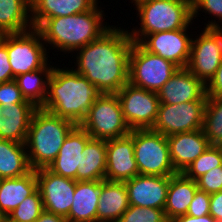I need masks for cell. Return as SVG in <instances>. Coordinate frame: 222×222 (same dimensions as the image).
Segmentation results:
<instances>
[{
	"label": "cell",
	"instance_id": "cell-1",
	"mask_svg": "<svg viewBox=\"0 0 222 222\" xmlns=\"http://www.w3.org/2000/svg\"><path fill=\"white\" fill-rule=\"evenodd\" d=\"M128 31L111 26L99 38L76 50L79 52L74 70L103 94L117 93L128 83L133 45Z\"/></svg>",
	"mask_w": 222,
	"mask_h": 222
},
{
	"label": "cell",
	"instance_id": "cell-2",
	"mask_svg": "<svg viewBox=\"0 0 222 222\" xmlns=\"http://www.w3.org/2000/svg\"><path fill=\"white\" fill-rule=\"evenodd\" d=\"M102 94L73 68L64 70L53 67L48 81L47 97L41 108L80 125L94 101Z\"/></svg>",
	"mask_w": 222,
	"mask_h": 222
},
{
	"label": "cell",
	"instance_id": "cell-3",
	"mask_svg": "<svg viewBox=\"0 0 222 222\" xmlns=\"http://www.w3.org/2000/svg\"><path fill=\"white\" fill-rule=\"evenodd\" d=\"M102 12L96 5L83 13L44 19L36 29L41 33L45 44L49 43L63 52H74L99 38L110 28V25L103 23Z\"/></svg>",
	"mask_w": 222,
	"mask_h": 222
},
{
	"label": "cell",
	"instance_id": "cell-4",
	"mask_svg": "<svg viewBox=\"0 0 222 222\" xmlns=\"http://www.w3.org/2000/svg\"><path fill=\"white\" fill-rule=\"evenodd\" d=\"M76 124L43 108L34 112L25 147L32 170L48 168L55 160L63 142Z\"/></svg>",
	"mask_w": 222,
	"mask_h": 222
},
{
	"label": "cell",
	"instance_id": "cell-5",
	"mask_svg": "<svg viewBox=\"0 0 222 222\" xmlns=\"http://www.w3.org/2000/svg\"><path fill=\"white\" fill-rule=\"evenodd\" d=\"M136 9L141 25L129 35L137 43L148 34L189 27L193 20L192 2L187 0H145Z\"/></svg>",
	"mask_w": 222,
	"mask_h": 222
},
{
	"label": "cell",
	"instance_id": "cell-6",
	"mask_svg": "<svg viewBox=\"0 0 222 222\" xmlns=\"http://www.w3.org/2000/svg\"><path fill=\"white\" fill-rule=\"evenodd\" d=\"M80 126L91 138L105 141L131 133L116 93L102 94L94 101Z\"/></svg>",
	"mask_w": 222,
	"mask_h": 222
},
{
	"label": "cell",
	"instance_id": "cell-7",
	"mask_svg": "<svg viewBox=\"0 0 222 222\" xmlns=\"http://www.w3.org/2000/svg\"><path fill=\"white\" fill-rule=\"evenodd\" d=\"M133 142L140 175L172 176L178 173L170 158L166 136L151 129H133Z\"/></svg>",
	"mask_w": 222,
	"mask_h": 222
},
{
	"label": "cell",
	"instance_id": "cell-8",
	"mask_svg": "<svg viewBox=\"0 0 222 222\" xmlns=\"http://www.w3.org/2000/svg\"><path fill=\"white\" fill-rule=\"evenodd\" d=\"M179 69L173 62L150 53L133 42L129 55L128 82L134 86L158 92Z\"/></svg>",
	"mask_w": 222,
	"mask_h": 222
},
{
	"label": "cell",
	"instance_id": "cell-9",
	"mask_svg": "<svg viewBox=\"0 0 222 222\" xmlns=\"http://www.w3.org/2000/svg\"><path fill=\"white\" fill-rule=\"evenodd\" d=\"M222 61V26L209 21L203 32L192 39L187 69L205 85L210 81Z\"/></svg>",
	"mask_w": 222,
	"mask_h": 222
},
{
	"label": "cell",
	"instance_id": "cell-10",
	"mask_svg": "<svg viewBox=\"0 0 222 222\" xmlns=\"http://www.w3.org/2000/svg\"><path fill=\"white\" fill-rule=\"evenodd\" d=\"M41 33L36 29L6 34V48L13 78L43 68L48 55Z\"/></svg>",
	"mask_w": 222,
	"mask_h": 222
},
{
	"label": "cell",
	"instance_id": "cell-11",
	"mask_svg": "<svg viewBox=\"0 0 222 222\" xmlns=\"http://www.w3.org/2000/svg\"><path fill=\"white\" fill-rule=\"evenodd\" d=\"M207 101L180 104L160 103L156 121L151 130L164 136L203 129Z\"/></svg>",
	"mask_w": 222,
	"mask_h": 222
},
{
	"label": "cell",
	"instance_id": "cell-12",
	"mask_svg": "<svg viewBox=\"0 0 222 222\" xmlns=\"http://www.w3.org/2000/svg\"><path fill=\"white\" fill-rule=\"evenodd\" d=\"M116 94L125 121L131 130L153 127L160 106L157 92L145 90L128 82Z\"/></svg>",
	"mask_w": 222,
	"mask_h": 222
},
{
	"label": "cell",
	"instance_id": "cell-13",
	"mask_svg": "<svg viewBox=\"0 0 222 222\" xmlns=\"http://www.w3.org/2000/svg\"><path fill=\"white\" fill-rule=\"evenodd\" d=\"M36 178L44 210L66 218L72 206L76 180L57 175L48 168L37 169Z\"/></svg>",
	"mask_w": 222,
	"mask_h": 222
},
{
	"label": "cell",
	"instance_id": "cell-14",
	"mask_svg": "<svg viewBox=\"0 0 222 222\" xmlns=\"http://www.w3.org/2000/svg\"><path fill=\"white\" fill-rule=\"evenodd\" d=\"M187 29L148 34L139 44L148 52L173 62L179 68H185L189 62L192 42Z\"/></svg>",
	"mask_w": 222,
	"mask_h": 222
},
{
	"label": "cell",
	"instance_id": "cell-15",
	"mask_svg": "<svg viewBox=\"0 0 222 222\" xmlns=\"http://www.w3.org/2000/svg\"><path fill=\"white\" fill-rule=\"evenodd\" d=\"M106 156V180L125 182L139 175L134 157L133 130L127 136L107 140Z\"/></svg>",
	"mask_w": 222,
	"mask_h": 222
},
{
	"label": "cell",
	"instance_id": "cell-16",
	"mask_svg": "<svg viewBox=\"0 0 222 222\" xmlns=\"http://www.w3.org/2000/svg\"><path fill=\"white\" fill-rule=\"evenodd\" d=\"M129 204L163 209L166 204L169 176L136 175L125 181Z\"/></svg>",
	"mask_w": 222,
	"mask_h": 222
},
{
	"label": "cell",
	"instance_id": "cell-17",
	"mask_svg": "<svg viewBox=\"0 0 222 222\" xmlns=\"http://www.w3.org/2000/svg\"><path fill=\"white\" fill-rule=\"evenodd\" d=\"M160 103L207 101L206 85L186 67L179 68L157 92Z\"/></svg>",
	"mask_w": 222,
	"mask_h": 222
},
{
	"label": "cell",
	"instance_id": "cell-18",
	"mask_svg": "<svg viewBox=\"0 0 222 222\" xmlns=\"http://www.w3.org/2000/svg\"><path fill=\"white\" fill-rule=\"evenodd\" d=\"M174 169L183 172L210 146L203 129L166 136Z\"/></svg>",
	"mask_w": 222,
	"mask_h": 222
},
{
	"label": "cell",
	"instance_id": "cell-19",
	"mask_svg": "<svg viewBox=\"0 0 222 222\" xmlns=\"http://www.w3.org/2000/svg\"><path fill=\"white\" fill-rule=\"evenodd\" d=\"M90 139L88 133L80 125H76L65 138L58 155L48 169L57 175L76 180L82 152Z\"/></svg>",
	"mask_w": 222,
	"mask_h": 222
},
{
	"label": "cell",
	"instance_id": "cell-20",
	"mask_svg": "<svg viewBox=\"0 0 222 222\" xmlns=\"http://www.w3.org/2000/svg\"><path fill=\"white\" fill-rule=\"evenodd\" d=\"M37 107L33 103L0 105V139L25 144L28 129Z\"/></svg>",
	"mask_w": 222,
	"mask_h": 222
},
{
	"label": "cell",
	"instance_id": "cell-21",
	"mask_svg": "<svg viewBox=\"0 0 222 222\" xmlns=\"http://www.w3.org/2000/svg\"><path fill=\"white\" fill-rule=\"evenodd\" d=\"M129 206L125 182L100 180L97 222H118Z\"/></svg>",
	"mask_w": 222,
	"mask_h": 222
},
{
	"label": "cell",
	"instance_id": "cell-22",
	"mask_svg": "<svg viewBox=\"0 0 222 222\" xmlns=\"http://www.w3.org/2000/svg\"><path fill=\"white\" fill-rule=\"evenodd\" d=\"M197 189V182L186 177L182 172L169 176V186L164 207V213L169 222L187 213Z\"/></svg>",
	"mask_w": 222,
	"mask_h": 222
},
{
	"label": "cell",
	"instance_id": "cell-23",
	"mask_svg": "<svg viewBox=\"0 0 222 222\" xmlns=\"http://www.w3.org/2000/svg\"><path fill=\"white\" fill-rule=\"evenodd\" d=\"M30 2L33 28L44 19L83 13L98 5V0H30Z\"/></svg>",
	"mask_w": 222,
	"mask_h": 222
},
{
	"label": "cell",
	"instance_id": "cell-24",
	"mask_svg": "<svg viewBox=\"0 0 222 222\" xmlns=\"http://www.w3.org/2000/svg\"><path fill=\"white\" fill-rule=\"evenodd\" d=\"M100 180L76 181L68 222H97Z\"/></svg>",
	"mask_w": 222,
	"mask_h": 222
},
{
	"label": "cell",
	"instance_id": "cell-25",
	"mask_svg": "<svg viewBox=\"0 0 222 222\" xmlns=\"http://www.w3.org/2000/svg\"><path fill=\"white\" fill-rule=\"evenodd\" d=\"M37 190L36 170L17 178L0 180V213L6 218L26 197Z\"/></svg>",
	"mask_w": 222,
	"mask_h": 222
},
{
	"label": "cell",
	"instance_id": "cell-26",
	"mask_svg": "<svg viewBox=\"0 0 222 222\" xmlns=\"http://www.w3.org/2000/svg\"><path fill=\"white\" fill-rule=\"evenodd\" d=\"M106 141L91 138L82 152L76 181L105 180Z\"/></svg>",
	"mask_w": 222,
	"mask_h": 222
},
{
	"label": "cell",
	"instance_id": "cell-27",
	"mask_svg": "<svg viewBox=\"0 0 222 222\" xmlns=\"http://www.w3.org/2000/svg\"><path fill=\"white\" fill-rule=\"evenodd\" d=\"M29 12L30 0H0V35L31 30L33 25Z\"/></svg>",
	"mask_w": 222,
	"mask_h": 222
},
{
	"label": "cell",
	"instance_id": "cell-28",
	"mask_svg": "<svg viewBox=\"0 0 222 222\" xmlns=\"http://www.w3.org/2000/svg\"><path fill=\"white\" fill-rule=\"evenodd\" d=\"M25 144L0 139V178H17L31 171Z\"/></svg>",
	"mask_w": 222,
	"mask_h": 222
},
{
	"label": "cell",
	"instance_id": "cell-29",
	"mask_svg": "<svg viewBox=\"0 0 222 222\" xmlns=\"http://www.w3.org/2000/svg\"><path fill=\"white\" fill-rule=\"evenodd\" d=\"M52 70L53 66L46 64L43 68L20 74L14 78L25 100L30 101L37 108H41L46 100Z\"/></svg>",
	"mask_w": 222,
	"mask_h": 222
},
{
	"label": "cell",
	"instance_id": "cell-30",
	"mask_svg": "<svg viewBox=\"0 0 222 222\" xmlns=\"http://www.w3.org/2000/svg\"><path fill=\"white\" fill-rule=\"evenodd\" d=\"M203 131L210 145L222 146V98H207Z\"/></svg>",
	"mask_w": 222,
	"mask_h": 222
},
{
	"label": "cell",
	"instance_id": "cell-31",
	"mask_svg": "<svg viewBox=\"0 0 222 222\" xmlns=\"http://www.w3.org/2000/svg\"><path fill=\"white\" fill-rule=\"evenodd\" d=\"M222 165V146L210 145L194 162H192L182 173L197 180L209 170Z\"/></svg>",
	"mask_w": 222,
	"mask_h": 222
},
{
	"label": "cell",
	"instance_id": "cell-32",
	"mask_svg": "<svg viewBox=\"0 0 222 222\" xmlns=\"http://www.w3.org/2000/svg\"><path fill=\"white\" fill-rule=\"evenodd\" d=\"M43 211V201L37 189L9 213L5 222H36Z\"/></svg>",
	"mask_w": 222,
	"mask_h": 222
},
{
	"label": "cell",
	"instance_id": "cell-33",
	"mask_svg": "<svg viewBox=\"0 0 222 222\" xmlns=\"http://www.w3.org/2000/svg\"><path fill=\"white\" fill-rule=\"evenodd\" d=\"M118 222H169L163 209L130 205Z\"/></svg>",
	"mask_w": 222,
	"mask_h": 222
},
{
	"label": "cell",
	"instance_id": "cell-34",
	"mask_svg": "<svg viewBox=\"0 0 222 222\" xmlns=\"http://www.w3.org/2000/svg\"><path fill=\"white\" fill-rule=\"evenodd\" d=\"M198 189L208 194H214L222 190V165L213 168L199 177L197 180Z\"/></svg>",
	"mask_w": 222,
	"mask_h": 222
},
{
	"label": "cell",
	"instance_id": "cell-35",
	"mask_svg": "<svg viewBox=\"0 0 222 222\" xmlns=\"http://www.w3.org/2000/svg\"><path fill=\"white\" fill-rule=\"evenodd\" d=\"M15 103L31 102L25 100L22 96L21 90L14 79L0 83V105L4 108H8L9 105H14Z\"/></svg>",
	"mask_w": 222,
	"mask_h": 222
},
{
	"label": "cell",
	"instance_id": "cell-36",
	"mask_svg": "<svg viewBox=\"0 0 222 222\" xmlns=\"http://www.w3.org/2000/svg\"><path fill=\"white\" fill-rule=\"evenodd\" d=\"M210 211V194L197 189L187 210L188 215L202 217L208 215Z\"/></svg>",
	"mask_w": 222,
	"mask_h": 222
},
{
	"label": "cell",
	"instance_id": "cell-37",
	"mask_svg": "<svg viewBox=\"0 0 222 222\" xmlns=\"http://www.w3.org/2000/svg\"><path fill=\"white\" fill-rule=\"evenodd\" d=\"M192 9L193 18L197 17V14H199L198 11L204 9L205 13L213 14L214 18L217 17L222 21V0H193Z\"/></svg>",
	"mask_w": 222,
	"mask_h": 222
},
{
	"label": "cell",
	"instance_id": "cell-38",
	"mask_svg": "<svg viewBox=\"0 0 222 222\" xmlns=\"http://www.w3.org/2000/svg\"><path fill=\"white\" fill-rule=\"evenodd\" d=\"M13 79V73L6 48V34H2L0 35V83L11 81Z\"/></svg>",
	"mask_w": 222,
	"mask_h": 222
},
{
	"label": "cell",
	"instance_id": "cell-39",
	"mask_svg": "<svg viewBox=\"0 0 222 222\" xmlns=\"http://www.w3.org/2000/svg\"><path fill=\"white\" fill-rule=\"evenodd\" d=\"M208 98H222V61L214 76L206 84Z\"/></svg>",
	"mask_w": 222,
	"mask_h": 222
},
{
	"label": "cell",
	"instance_id": "cell-40",
	"mask_svg": "<svg viewBox=\"0 0 222 222\" xmlns=\"http://www.w3.org/2000/svg\"><path fill=\"white\" fill-rule=\"evenodd\" d=\"M209 214L217 222H222V190L210 195Z\"/></svg>",
	"mask_w": 222,
	"mask_h": 222
},
{
	"label": "cell",
	"instance_id": "cell-41",
	"mask_svg": "<svg viewBox=\"0 0 222 222\" xmlns=\"http://www.w3.org/2000/svg\"><path fill=\"white\" fill-rule=\"evenodd\" d=\"M172 222H217L210 214L202 217H193L188 214L178 216Z\"/></svg>",
	"mask_w": 222,
	"mask_h": 222
},
{
	"label": "cell",
	"instance_id": "cell-42",
	"mask_svg": "<svg viewBox=\"0 0 222 222\" xmlns=\"http://www.w3.org/2000/svg\"><path fill=\"white\" fill-rule=\"evenodd\" d=\"M36 222H68V220L63 216L44 210Z\"/></svg>",
	"mask_w": 222,
	"mask_h": 222
},
{
	"label": "cell",
	"instance_id": "cell-43",
	"mask_svg": "<svg viewBox=\"0 0 222 222\" xmlns=\"http://www.w3.org/2000/svg\"><path fill=\"white\" fill-rule=\"evenodd\" d=\"M143 1H145V0H132V2L135 3L134 5H137V4H139L140 2H143Z\"/></svg>",
	"mask_w": 222,
	"mask_h": 222
},
{
	"label": "cell",
	"instance_id": "cell-44",
	"mask_svg": "<svg viewBox=\"0 0 222 222\" xmlns=\"http://www.w3.org/2000/svg\"><path fill=\"white\" fill-rule=\"evenodd\" d=\"M0 222H5V217L0 213Z\"/></svg>",
	"mask_w": 222,
	"mask_h": 222
}]
</instances>
